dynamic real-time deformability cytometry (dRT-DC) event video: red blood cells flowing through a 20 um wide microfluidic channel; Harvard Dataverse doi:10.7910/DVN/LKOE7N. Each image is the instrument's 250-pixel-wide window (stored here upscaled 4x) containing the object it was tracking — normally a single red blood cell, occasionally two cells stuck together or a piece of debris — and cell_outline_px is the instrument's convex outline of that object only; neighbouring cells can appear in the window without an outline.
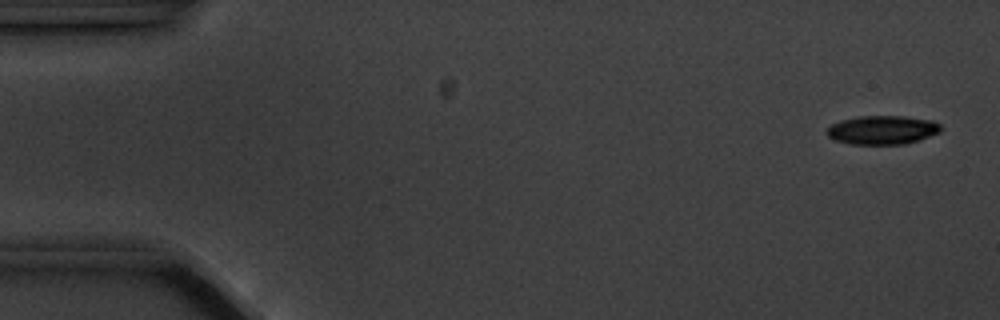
{"species": "common noctule bat (a hibernating species)", "species_latin": "Nyctalus noctula", "temperature_condition": "cold", "stored_images_in_passage": 5, "camera_frame_rate_fps": 3000, "um_per_image_px": 0.085, "animal": {"sex": "male", "body_mass_g": 20.1, "forearm_length_mm": 53.5}, "frame": {"image": 1, "passage_image": 1, "time_ms": 0.0, "image_size_px": [1000, 320], "cell_outline_px": [[940, 132], [920, 140], [904, 144], [852, 144], [836, 140], [828, 136], [824, 132], [832, 124], [840, 120], [860, 116], [904, 116], [932, 120], [940, 124]], "centroid_in_image_um": [75.0, 11.04], "position_along_channel_um": 10.0, "area_um2": 19.13}}